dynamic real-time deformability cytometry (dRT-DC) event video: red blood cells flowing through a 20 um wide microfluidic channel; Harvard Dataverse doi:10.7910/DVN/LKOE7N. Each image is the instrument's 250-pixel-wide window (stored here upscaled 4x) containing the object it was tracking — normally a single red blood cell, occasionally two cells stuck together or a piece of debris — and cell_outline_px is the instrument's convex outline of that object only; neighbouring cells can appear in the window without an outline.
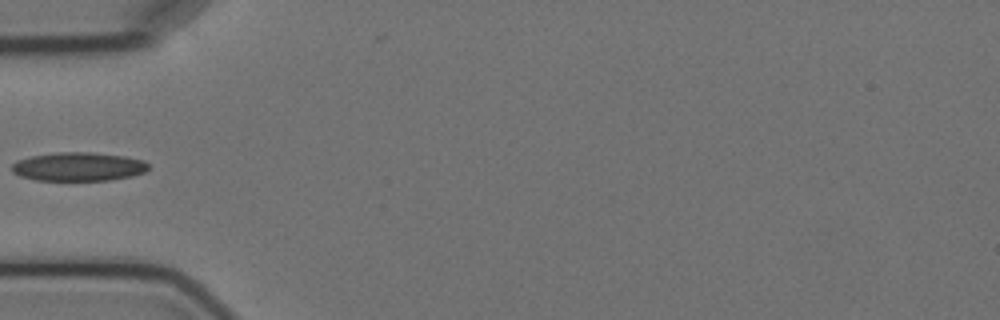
{"species": "Egyptian fruit bat (a non-hibernating species)", "species_latin": "Rousettus aegyptiacus", "temperature_condition": "cold", "stored_images_in_passage": 5, "camera_frame_rate_fps": 3000, "um_per_image_px": 0.085, "animal": {"sex": "female"}, "frame": {"image": 1, "passage_image": 5, "time_ms": 4.667, "image_size_px": [1000, 320], "cell_outline_px": [[148, 168], [144, 172], [132, 176], [112, 180], [36, 180], [20, 176], [12, 172], [12, 164], [16, 160], [32, 156], [56, 152], [92, 152], [124, 156], [144, 160], [148, 164]], "centroid_in_image_um": [6.66, 14.16], "position_along_channel_um": 78.3, "area_um2": 22.89}}